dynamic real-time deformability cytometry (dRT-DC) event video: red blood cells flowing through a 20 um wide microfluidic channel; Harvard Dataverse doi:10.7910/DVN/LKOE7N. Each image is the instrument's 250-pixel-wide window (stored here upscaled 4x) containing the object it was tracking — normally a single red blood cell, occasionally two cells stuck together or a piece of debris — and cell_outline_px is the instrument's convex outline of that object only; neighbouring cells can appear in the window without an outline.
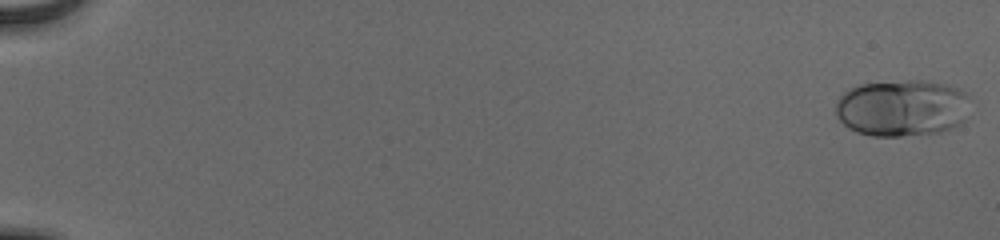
{"species": "human", "species_latin": "Homo sapiens", "temperature_condition": "cold", "stored_images_in_passage": 33, "camera_frame_rate_fps": 3000, "um_per_image_px": 0.085, "donor": {"sex": "male"}, "frame": {"image": 1, "passage_image": 1, "time_ms": 0.0, "image_size_px": [1000, 240], "cell_outline_px": [[968, 120], [952, 128], [940, 132], [900, 136], [872, 136], [856, 132], [848, 128], [836, 116], [836, 104], [840, 96], [848, 88], [860, 84], [908, 80], [920, 80], [948, 84], [964, 92], [968, 96]], "centroid_in_image_um": [76.69, 9.18], "position_along_channel_um": 8.3, "area_um2": 44.91}}
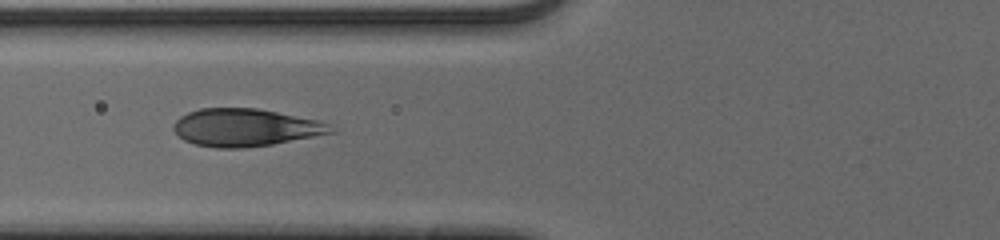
{"frame": {"image": 2, "passage_image": 24, "time_ms": 7.667, "image_size_px": [1000, 240], "cell_outline_px": [[336, 132], [272, 144], [244, 148], [216, 148], [196, 144], [184, 140], [172, 128], [176, 120], [180, 116], [188, 112], [200, 108], [256, 108], [316, 120], [328, 124]], "centroid_in_image_um": [20.82, 10.84], "position_along_channel_um": 105.0, "area_um2": 34.1}}
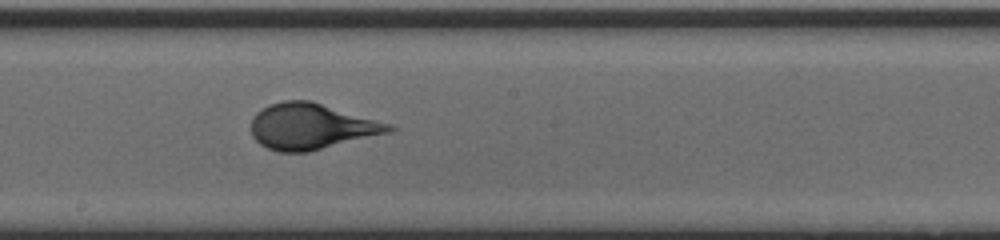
{"frame": {"image": 3, "passage_image": 33, "time_ms": 10.667, "image_size_px": [1000, 240], "cell_outline_px": [[396, 128], [392, 132], [308, 152], [280, 152], [268, 148], [260, 144], [252, 136], [252, 116], [256, 112], [268, 104], [284, 100], [312, 100], [392, 124]], "centroid_in_image_um": [26.48, 10.73], "position_along_channel_um": 221.7, "area_um2": 37.17}}